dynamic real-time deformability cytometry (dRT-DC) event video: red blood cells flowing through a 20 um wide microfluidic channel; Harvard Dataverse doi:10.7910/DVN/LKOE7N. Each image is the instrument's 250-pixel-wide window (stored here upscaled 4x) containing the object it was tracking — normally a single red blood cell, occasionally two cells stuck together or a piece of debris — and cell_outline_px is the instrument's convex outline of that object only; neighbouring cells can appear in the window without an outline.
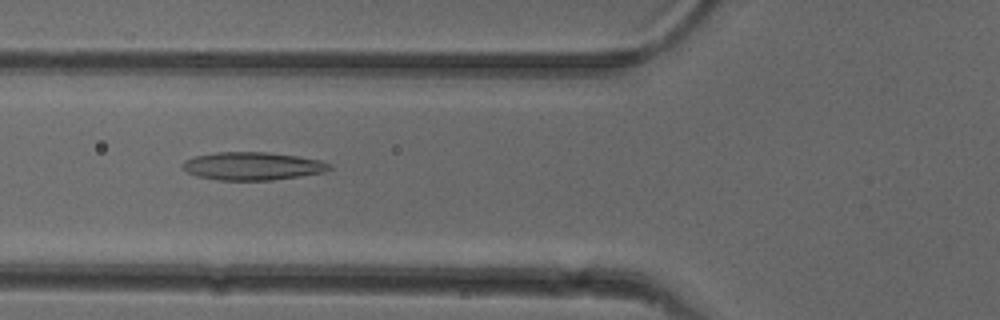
{"species": "common noctule bat (a hibernating species)", "species_latin": "Nyctalus noctula", "temperature_condition": "cold", "stored_images_in_passage": 46, "camera_frame_rate_fps": 3000, "um_per_image_px": 0.085, "animal": {"sex": "female"}, "frame": {"image": 1, "passage_image": 14, "time_ms": 4.333, "image_size_px": [1000, 320], "cell_outline_px": [[332, 168], [324, 172], [300, 176], [272, 180], [220, 180], [196, 176], [188, 172], [180, 164], [184, 160], [196, 156], [216, 152], [268, 152], [296, 156], [320, 160], [332, 164]], "centroid_in_image_um": [21.47, 14.11], "position_along_channel_um": 104.3, "area_um2": 23.93}}
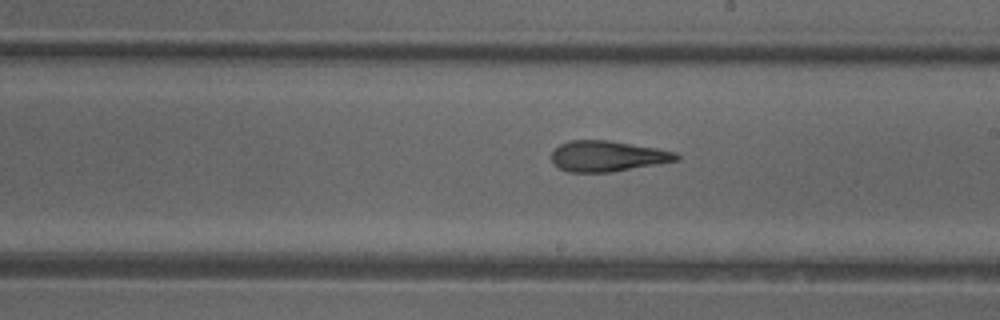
{"frame": {"image": 2, "passage_image": 24, "time_ms": 7.667, "image_size_px": [1000, 320], "cell_outline_px": [[680, 160], [612, 172], [568, 172], [552, 164], [552, 152], [560, 144], [568, 140], [608, 140], [656, 148], [676, 152], [680, 156]], "centroid_in_image_um": [51.63, 13.27], "position_along_channel_um": 237.4, "area_um2": 22.37}}
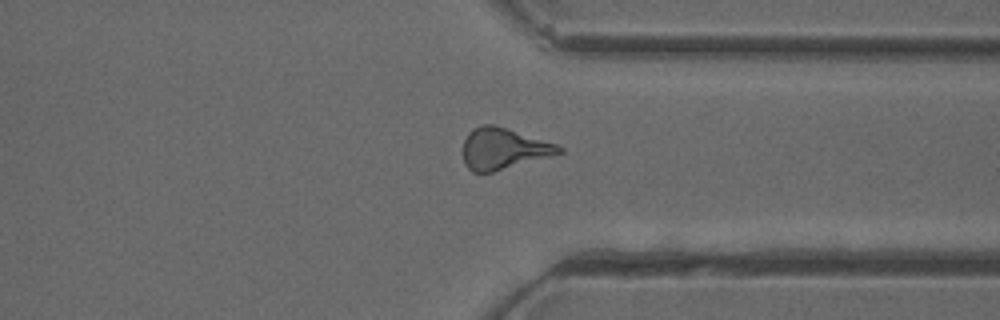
{"frame": {"image": 3, "passage_image": 34, "time_ms": 11.0, "image_size_px": [1000, 320], "cell_outline_px": [[564, 152], [492, 172], [472, 172], [464, 164], [464, 140], [468, 132], [472, 128], [484, 124], [492, 124], [508, 128], [556, 144], [564, 148]], "centroid_in_image_um": [42.77, 12.62], "position_along_channel_um": 368.6, "area_um2": 22.89}, "authors_computed_cell_mechanics": {"area_um2": 22.9466, "velocity_mm_per_s": 3.9745, "shape_relaxation_time_tau1_ms": 5.0294, "shape_relaxation_time_tau2_ms": 2.7143, "deformation_change_tau1": 0.1904, "deformation_change_tau2": 0.1413}}